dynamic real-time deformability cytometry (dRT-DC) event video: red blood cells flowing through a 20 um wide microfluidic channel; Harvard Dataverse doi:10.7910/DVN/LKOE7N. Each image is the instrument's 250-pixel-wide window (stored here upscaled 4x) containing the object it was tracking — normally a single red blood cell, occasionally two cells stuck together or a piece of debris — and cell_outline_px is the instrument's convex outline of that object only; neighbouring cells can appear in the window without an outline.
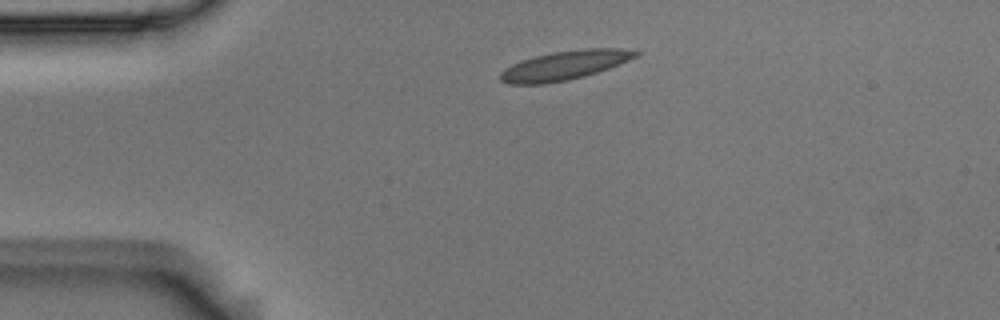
{"species": "Egyptian fruit bat (a non-hibernating species)", "species_latin": "Rousettus aegyptiacus", "temperature_condition": "room temperature", "stored_images_in_passage": 44, "camera_frame_rate_fps": 3000, "um_per_image_px": 0.085, "animal": {"sex": "male"}, "frame": {"image": 1, "passage_image": 1, "time_ms": 0.0, "image_size_px": [1000, 320], "cell_outline_px": [[640, 52], [636, 56], [628, 60], [608, 68], [584, 76], [568, 80], [544, 84], [508, 84], [500, 80], [500, 72], [504, 68], [520, 60], [552, 52], [584, 48], [620, 48]], "centroid_in_image_um": [47.93, 5.55], "position_along_channel_um": 37.1, "area_um2": 22.83}}
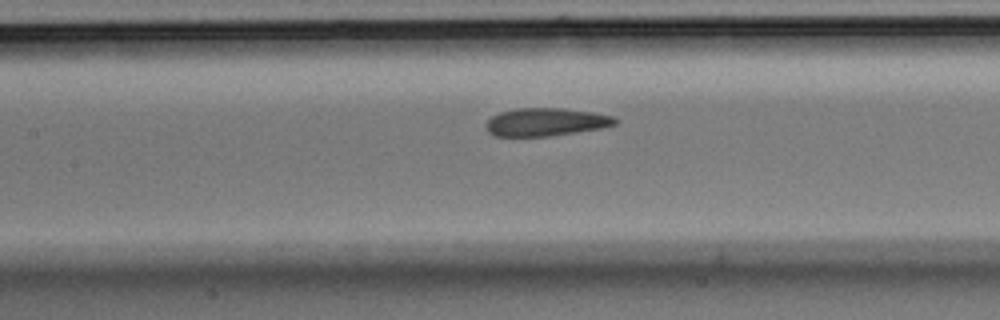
{"frame": {"image": 2, "passage_image": 14, "time_ms": 4.333, "image_size_px": [1000, 320], "cell_outline_px": [[620, 120], [616, 124], [600, 128], [548, 136], [496, 136], [488, 132], [484, 124], [492, 116], [500, 112], [516, 108], [564, 108], [592, 112], [612, 116]], "centroid_in_image_um": [46.37, 10.36], "position_along_channel_um": 161.0, "area_um2": 20.98}}
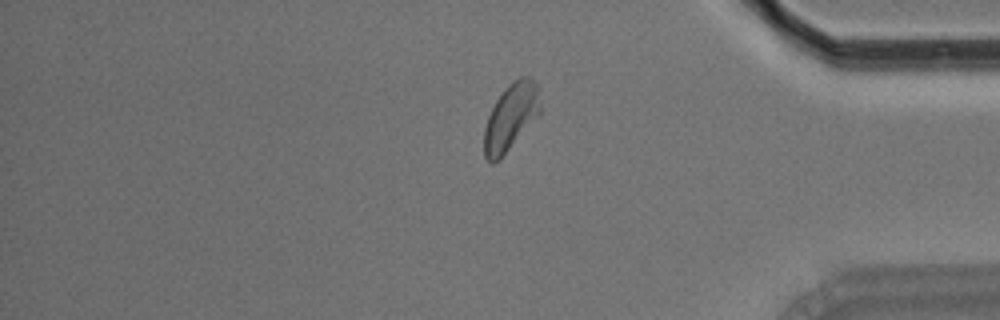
{"frame": {"image": 3, "passage_image": 35, "time_ms": 11.333, "image_size_px": [1000, 320], "cell_outline_px": [[540, 112], [500, 160], [492, 164], [488, 164], [484, 156], [484, 128], [488, 116], [496, 100], [504, 88], [512, 80], [520, 76], [528, 76], [536, 84], [540, 104]], "centroid_in_image_um": [43.37, 9.97], "position_along_channel_um": 391.8, "area_um2": 21.73}, "authors_computed_cell_mechanics": {"area_um2": 21.6172, "velocity_mm_per_s": 3.6333, "shape_relaxation_time_tau1_ms": null, "shape_relaxation_time_tau2_ms": 2.0793, "deformation_change_tau1": null, "deformation_change_tau2": 0.0536}}